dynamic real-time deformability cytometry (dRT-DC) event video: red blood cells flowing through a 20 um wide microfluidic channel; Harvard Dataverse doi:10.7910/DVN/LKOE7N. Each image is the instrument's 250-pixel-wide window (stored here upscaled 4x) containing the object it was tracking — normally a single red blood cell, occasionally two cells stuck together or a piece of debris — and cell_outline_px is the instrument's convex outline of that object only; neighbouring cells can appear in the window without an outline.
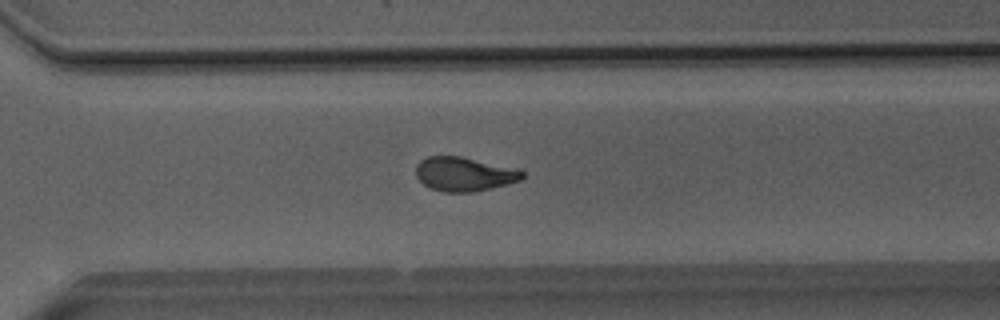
{"species": "Egyptian fruit bat (a non-hibernating species)", "species_latin": "Rousettus aegyptiacus", "temperature_condition": "room temperature", "stored_images_in_passage": 32, "camera_frame_rate_fps": 3000, "um_per_image_px": 0.085, "animal": {"sex": "male"}, "frame": {"image": 1, "passage_image": 22, "time_ms": 7.0, "image_size_px": [1000, 320], "cell_outline_px": [[524, 176], [520, 180], [508, 184], [492, 188], [472, 192], [444, 192], [428, 188], [416, 176], [416, 164], [420, 160], [428, 156], [460, 156], [524, 172]], "centroid_in_image_um": [39.37, 14.81], "position_along_channel_um": 331.2, "area_um2": 20.75}}
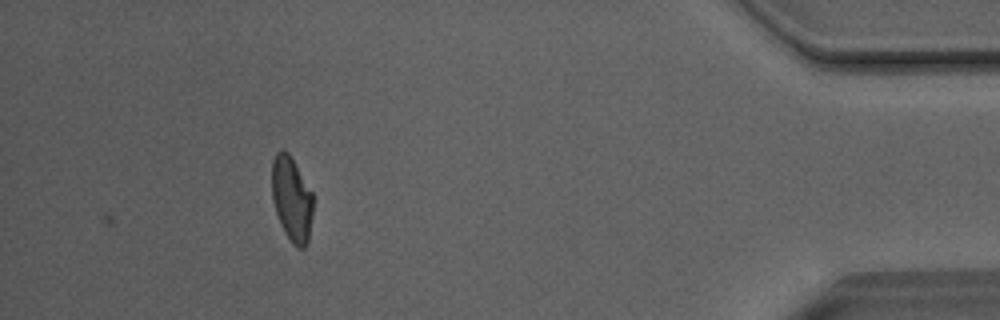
{"frame": {"image": 2, "passage_image": 32, "time_ms": 10.333, "image_size_px": [1000, 320], "cell_outline_px": [[312, 216], [308, 240], [304, 248], [296, 248], [292, 244], [284, 232], [280, 224], [272, 200], [272, 160], [276, 152], [280, 148], [284, 148], [288, 152], [312, 192]], "centroid_in_image_um": [24.77, 16.91], "position_along_channel_um": 410.4, "area_um2": 20.4}, "authors_computed_cell_mechanics": {"area_um2": 21.0103, "velocity_mm_per_s": 4.0672, "shape_relaxation_time_tau1_ms": 6.5299, "shape_relaxation_time_tau2_ms": 1.8212, "deformation_change_tau1": 0.1851, "deformation_change_tau2": 0.0786}}